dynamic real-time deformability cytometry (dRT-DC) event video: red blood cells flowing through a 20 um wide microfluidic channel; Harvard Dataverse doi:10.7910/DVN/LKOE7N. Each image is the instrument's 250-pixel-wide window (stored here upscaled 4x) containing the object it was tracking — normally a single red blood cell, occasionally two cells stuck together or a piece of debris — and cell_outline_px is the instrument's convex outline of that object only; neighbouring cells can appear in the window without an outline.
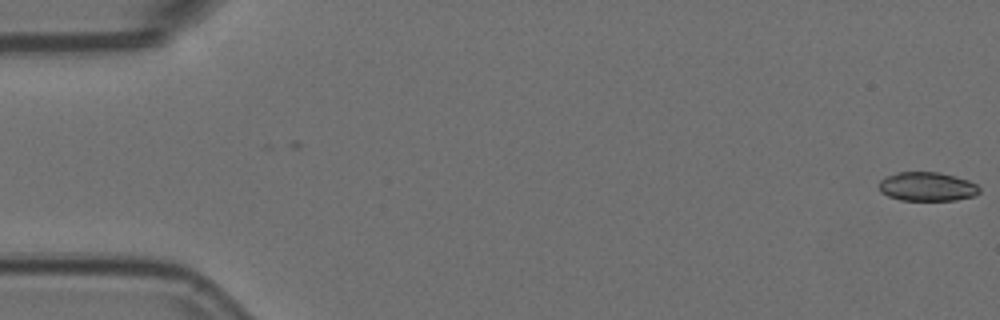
{"species": "Egyptian fruit bat (a non-hibernating species)", "species_latin": "Rousettus aegyptiacus", "temperature_condition": "room temperature", "stored_images_in_passage": 8, "camera_frame_rate_fps": 3000, "um_per_image_px": 0.085, "animal": {"sex": "female"}, "frame": {"image": 1, "passage_image": 1, "time_ms": 0.0, "image_size_px": [1000, 320], "cell_outline_px": [[980, 192], [972, 196], [956, 200], [900, 200], [888, 196], [880, 192], [876, 184], [884, 176], [896, 172], [940, 172], [968, 180], [976, 184], [980, 188]], "centroid_in_image_um": [78.74, 15.85], "position_along_channel_um": 6.3, "area_um2": 17.17}}
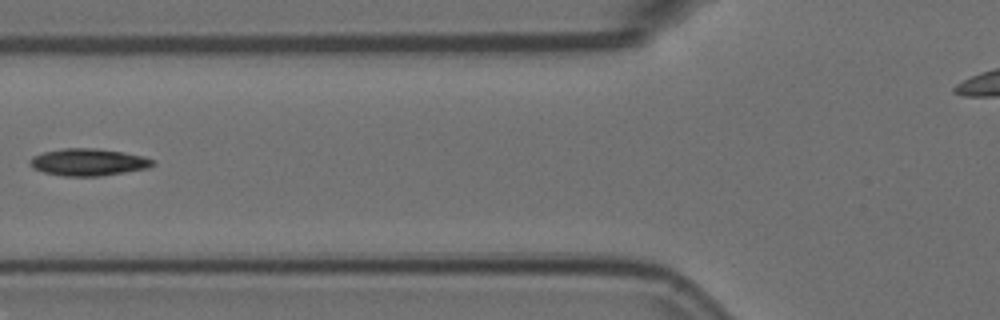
{"frame": {"image": 2, "passage_image": 7, "time_ms": 2.0, "image_size_px": [1000, 320], "cell_outline_px": [[156, 164], [148, 168], [100, 176], [64, 176], [44, 172], [32, 168], [28, 164], [28, 160], [32, 156], [44, 152], [64, 148], [96, 148], [124, 152], [144, 156], [156, 160]], "centroid_in_image_um": [7.51, 13.78], "position_along_channel_um": 118.3, "area_um2": 19.59}}
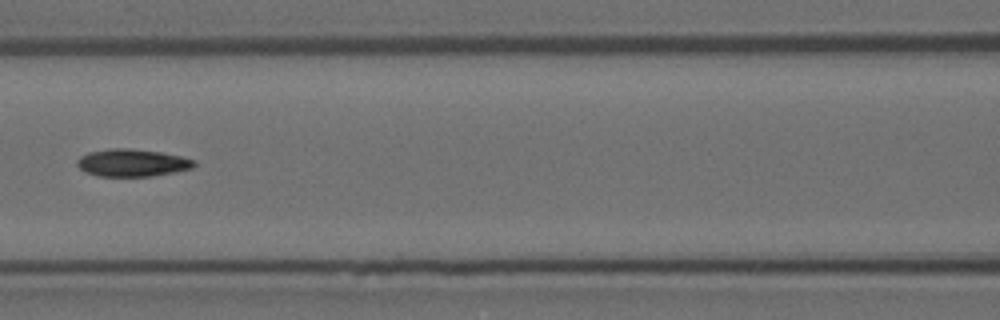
{"frame": {"image": 3, "passage_image": 8, "time_ms": 2.333, "image_size_px": [1000, 320], "cell_outline_px": [[196, 164], [192, 168], [152, 176], [96, 176], [84, 172], [76, 164], [76, 160], [80, 156], [88, 152], [108, 148], [128, 148], [160, 152], [180, 156], [196, 160]], "centroid_in_image_um": [11.19, 13.83], "position_along_channel_um": 155.4, "area_um2": 18.79}}